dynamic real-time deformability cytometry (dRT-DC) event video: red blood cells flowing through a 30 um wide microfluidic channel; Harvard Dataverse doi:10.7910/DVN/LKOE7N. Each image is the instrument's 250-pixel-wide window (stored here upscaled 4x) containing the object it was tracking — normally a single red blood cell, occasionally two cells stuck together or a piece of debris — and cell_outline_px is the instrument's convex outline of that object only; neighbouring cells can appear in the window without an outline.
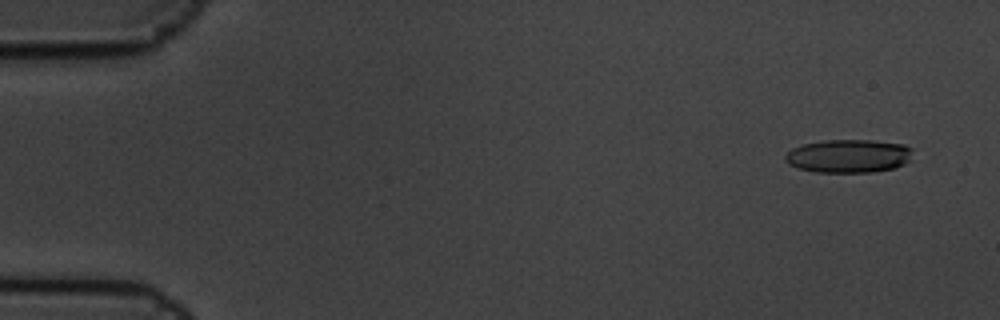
{"species": "common noctule bat (a hibernating species)", "species_latin": "Nyctalus noctula", "temperature_condition": "cold", "stored_images_in_passage": 5, "camera_frame_rate_fps": 3000, "um_per_image_px": 0.085, "animal": {"sex": "male", "body_mass_g": 19.5, "forearm_length_mm": 54.6}, "frame": {"image": 1, "passage_image": 1, "time_ms": 0.0, "image_size_px": [1000, 320], "cell_outline_px": [[912, 148], [908, 160], [904, 164], [896, 168], [872, 172], [816, 172], [800, 168], [788, 164], [784, 160], [784, 156], [792, 148], [804, 144], [824, 140], [872, 140], [904, 144]], "centroid_in_image_um": [72.12, 13.26], "position_along_channel_um": 12.9, "area_um2": 24.74}}
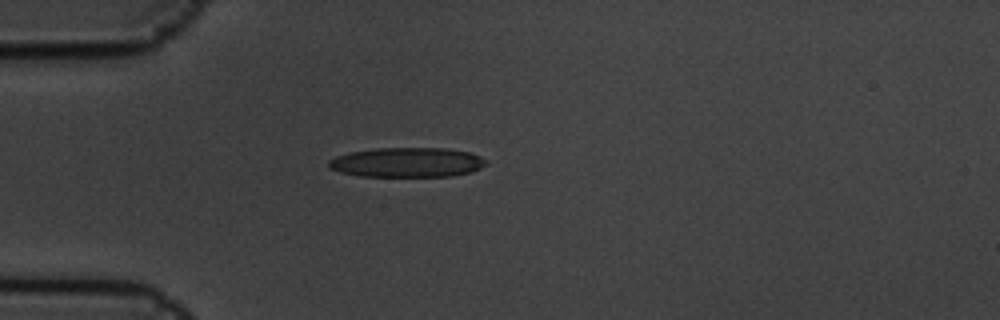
{"frame": {"image": 2, "passage_image": 5, "time_ms": 1.333, "image_size_px": [1000, 320], "cell_outline_px": [[488, 164], [472, 172], [452, 176], [360, 176], [340, 172], [328, 168], [328, 160], [336, 156], [348, 152], [376, 148], [448, 148], [468, 152], [480, 156], [488, 160]], "centroid_in_image_um": [34.61, 13.8], "position_along_channel_um": 50.4, "area_um2": 27.46}}